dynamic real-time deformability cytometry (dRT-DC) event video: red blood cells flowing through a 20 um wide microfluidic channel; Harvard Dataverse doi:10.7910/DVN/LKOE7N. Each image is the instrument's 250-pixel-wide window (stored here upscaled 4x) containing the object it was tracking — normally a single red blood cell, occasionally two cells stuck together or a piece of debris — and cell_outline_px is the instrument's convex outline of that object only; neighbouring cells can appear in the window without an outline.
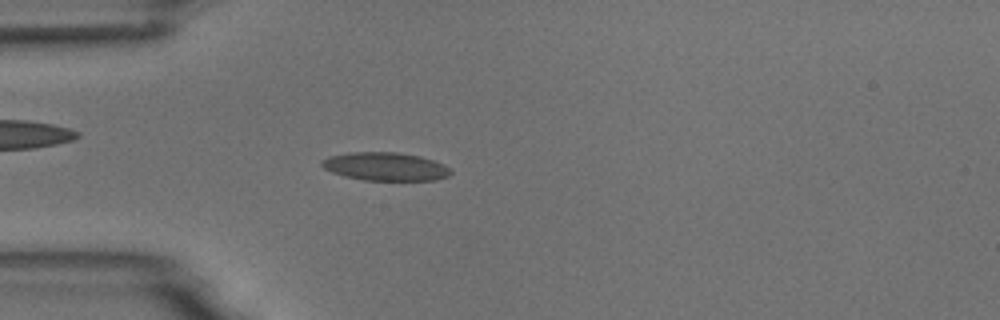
{"species": "common noctule bat (a hibernating species)", "species_latin": "Nyctalus noctula", "temperature_condition": "room temperature", "stored_images_in_passage": 3, "camera_frame_rate_fps": 3000, "um_per_image_px": 0.085, "animal": {"sex": "male", "body_mass_g": 18.8}, "frame": {"image": 1, "passage_image": 3, "time_ms": 2.333, "image_size_px": [1000, 320], "cell_outline_px": [[452, 172], [448, 176], [436, 180], [364, 180], [344, 176], [332, 172], [324, 168], [320, 164], [320, 160], [328, 156], [348, 152], [396, 152], [420, 156], [444, 164], [452, 168]], "centroid_in_image_um": [32.75, 14.15], "position_along_channel_um": 52.3, "area_um2": 21.39}}